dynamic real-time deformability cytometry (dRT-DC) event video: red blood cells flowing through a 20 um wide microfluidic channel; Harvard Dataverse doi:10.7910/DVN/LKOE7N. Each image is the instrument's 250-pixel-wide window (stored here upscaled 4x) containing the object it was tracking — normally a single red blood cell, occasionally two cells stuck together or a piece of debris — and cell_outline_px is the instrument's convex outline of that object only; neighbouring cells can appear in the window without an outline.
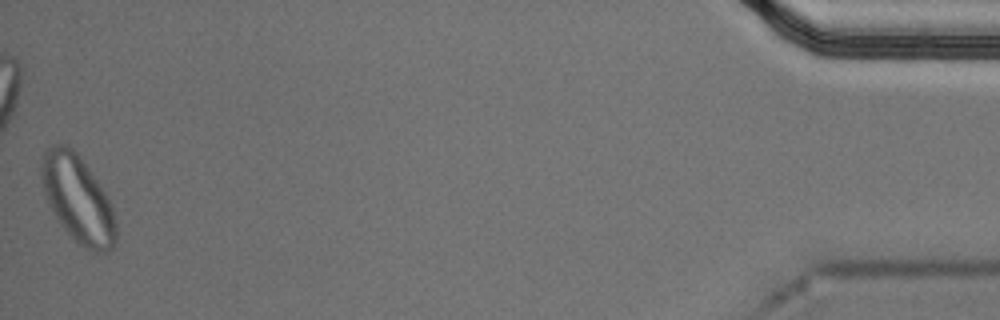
{"species": "Egyptian fruit bat (a non-hibernating species)", "species_latin": "Rousettus aegyptiacus", "temperature_condition": "cold", "stored_images_in_passage": 40, "camera_frame_rate_fps": 3000, "um_per_image_px": 0.085, "animal": {"sex": "male"}, "frame": {"image": 1, "passage_image": 40, "time_ms": 13.0, "image_size_px": [1000, 320], "cell_outline_px": [[116, 240], [112, 248], [108, 252], [92, 252], [84, 248], [60, 224], [48, 204], [44, 196], [40, 176], [40, 156], [52, 144], [68, 144], [76, 152], [108, 196], [112, 204], [116, 220]], "centroid_in_image_um": [6.59, 16.9], "position_along_channel_um": 428.6, "area_um2": 38.15}, "authors_computed_cell_mechanics": {"area_um2": 21.4438, "velocity_mm_per_s": 3.623, "shape_relaxation_time_tau1_ms": 9.5323, "shape_relaxation_time_tau2_ms": 3.0698, "deformation_change_tau1": 0.1384, "deformation_change_tau2": 0.0551}}